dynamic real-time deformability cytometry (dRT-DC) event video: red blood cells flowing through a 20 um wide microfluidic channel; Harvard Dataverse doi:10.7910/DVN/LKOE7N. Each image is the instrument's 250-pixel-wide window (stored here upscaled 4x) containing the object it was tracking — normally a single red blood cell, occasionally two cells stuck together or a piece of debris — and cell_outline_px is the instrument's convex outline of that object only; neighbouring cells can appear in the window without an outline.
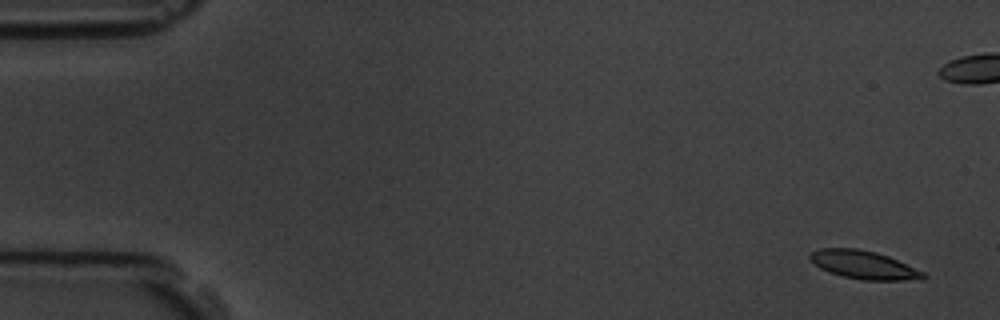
{"species": "common noctule bat (a hibernating species)", "species_latin": "Nyctalus noctula", "temperature_condition": "room temperature", "stored_images_in_passage": 9, "camera_frame_rate_fps": 3000, "um_per_image_px": 0.085, "animal": {"sex": "male", "body_mass_g": 19.5, "forearm_length_mm": 54.6}, "frame": {"image": 1, "passage_image": 1, "time_ms": 0.0, "image_size_px": [1000, 320], "cell_outline_px": [[928, 276], [924, 280], [860, 280], [828, 272], [820, 268], [808, 256], [812, 252], [820, 248], [856, 248], [876, 252], [888, 256], [924, 272]], "centroid_in_image_um": [73.45, 22.52], "position_along_channel_um": 11.5, "area_um2": 18.61}}
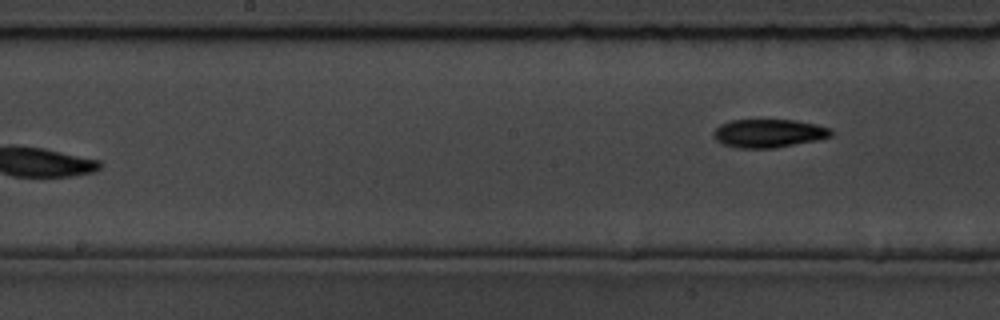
{"frame": {"image": 2, "passage_image": 9, "time_ms": 10.0, "image_size_px": [1000, 320], "cell_outline_px": [[832, 136], [816, 140], [772, 148], [740, 148], [724, 144], [716, 140], [712, 136], [712, 132], [720, 124], [728, 120], [796, 120], [816, 124], [832, 128]], "centroid_in_image_um": [65.32, 11.32], "position_along_channel_um": 182.9, "area_um2": 19.42}}